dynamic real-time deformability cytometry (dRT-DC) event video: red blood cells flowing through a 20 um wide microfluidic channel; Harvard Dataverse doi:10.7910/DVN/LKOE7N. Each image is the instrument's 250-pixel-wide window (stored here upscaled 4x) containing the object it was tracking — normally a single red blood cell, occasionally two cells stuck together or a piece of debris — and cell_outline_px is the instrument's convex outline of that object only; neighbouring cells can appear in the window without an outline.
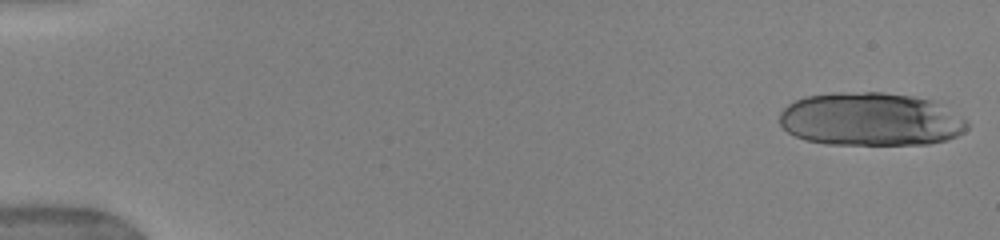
{"species": "human", "species_latin": "Homo sapiens", "temperature_condition": "warm", "stored_images_in_passage": 17, "camera_frame_rate_fps": 3000, "um_per_image_px": 0.085, "donor": {"sex": "female"}, "frame": {"image": 1, "passage_image": 1, "time_ms": 0.0, "image_size_px": [1000, 240], "cell_outline_px": [[968, 128], [964, 132], [948, 140], [928, 144], [824, 144], [804, 140], [788, 132], [780, 124], [780, 112], [788, 104], [804, 96], [832, 92], [884, 92], [912, 96], [932, 100], [964, 120], [968, 124]], "centroid_in_image_um": [73.95, 10.14], "position_along_channel_um": 11.0, "area_um2": 58.32}}